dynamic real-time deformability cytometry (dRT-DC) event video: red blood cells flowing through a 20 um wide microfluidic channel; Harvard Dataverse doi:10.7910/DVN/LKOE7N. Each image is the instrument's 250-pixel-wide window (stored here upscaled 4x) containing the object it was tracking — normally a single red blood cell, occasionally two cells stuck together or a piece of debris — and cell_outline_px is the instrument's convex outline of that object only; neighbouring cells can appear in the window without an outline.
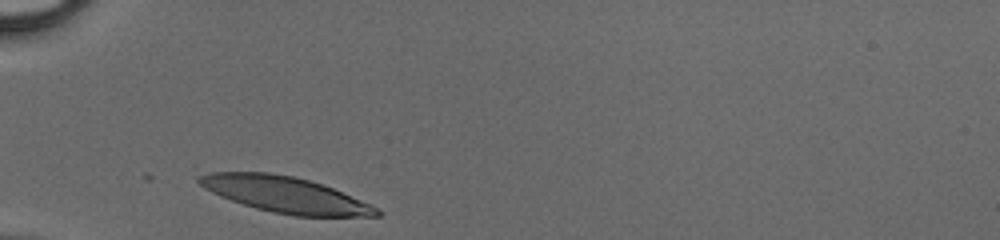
{"species": "human", "species_latin": "Homo sapiens", "temperature_condition": "cold", "stored_images_in_passage": 25, "camera_frame_rate_fps": 3000, "um_per_image_px": 0.085, "donor": {"sex": "male"}, "frame": {"image": 1, "passage_image": 1, "time_ms": 0.0, "image_size_px": [1000, 240], "cell_outline_px": [[384, 212], [380, 216], [296, 216], [272, 212], [256, 208], [220, 196], [204, 188], [196, 180], [200, 176], [208, 172], [268, 172], [292, 176], [308, 180], [332, 188], [380, 208]], "centroid_in_image_um": [24.26, 16.55], "position_along_channel_um": 60.7, "area_um2": 36.88}}
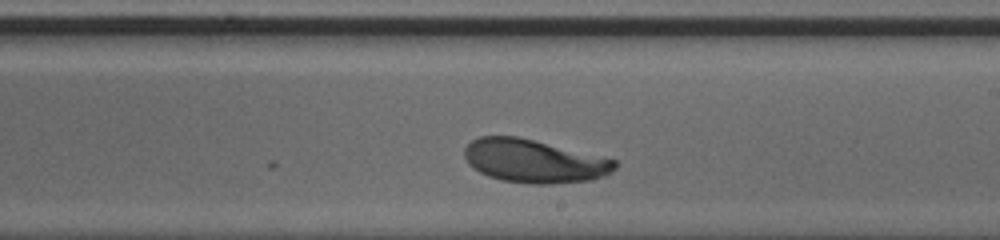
{"frame": {"image": 2, "passage_image": 15, "time_ms": 4.667, "image_size_px": [1000, 240], "cell_outline_px": [[616, 168], [612, 172], [604, 176], [592, 180], [552, 184], [528, 184], [500, 180], [488, 176], [472, 168], [468, 164], [464, 156], [464, 148], [472, 140], [480, 136], [516, 136], [616, 160]], "centroid_in_image_um": [45.36, 13.71], "position_along_channel_um": 243.6, "area_um2": 37.86}}
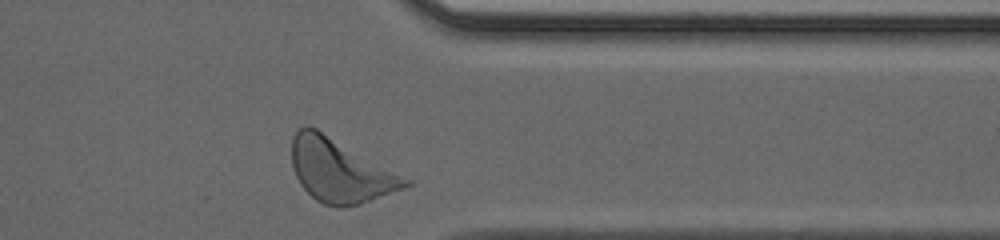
{"frame": {"image": 3, "passage_image": 25, "time_ms": 8.0, "image_size_px": [1000, 240], "cell_outline_px": [[412, 184], [404, 188], [360, 204], [340, 208], [336, 208], [324, 204], [316, 200], [300, 184], [296, 176], [292, 164], [292, 136], [300, 128], [308, 124], [316, 128], [412, 180]], "centroid_in_image_um": [28.9, 14.51], "position_along_channel_um": 382.5, "area_um2": 41.67}}